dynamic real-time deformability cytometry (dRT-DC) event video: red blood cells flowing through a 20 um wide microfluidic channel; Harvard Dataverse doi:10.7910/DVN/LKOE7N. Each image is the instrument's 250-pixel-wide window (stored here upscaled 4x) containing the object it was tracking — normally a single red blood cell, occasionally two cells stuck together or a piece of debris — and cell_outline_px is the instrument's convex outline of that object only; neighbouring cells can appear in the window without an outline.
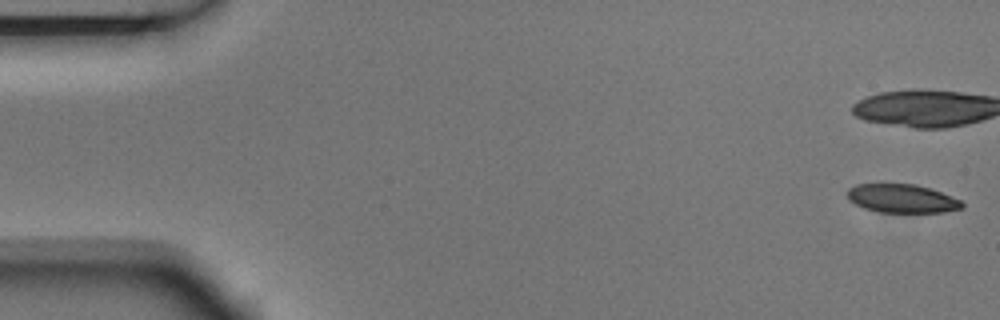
{"species": "Egyptian fruit bat (a non-hibernating species)", "species_latin": "Rousettus aegyptiacus", "temperature_condition": "room temperature", "stored_images_in_passage": 7, "camera_frame_rate_fps": 3000, "um_per_image_px": 0.085, "animal": {"sex": "male"}, "frame": {"image": 1, "passage_image": 1, "time_ms": 0.0, "image_size_px": [1000, 320], "cell_outline_px": [[964, 208], [944, 212], [880, 212], [864, 208], [848, 200], [848, 188], [856, 184], [916, 184], [940, 192], [960, 200], [964, 204]], "centroid_in_image_um": [76.66, 16.87], "position_along_channel_um": 8.3, "area_um2": 18.96}}
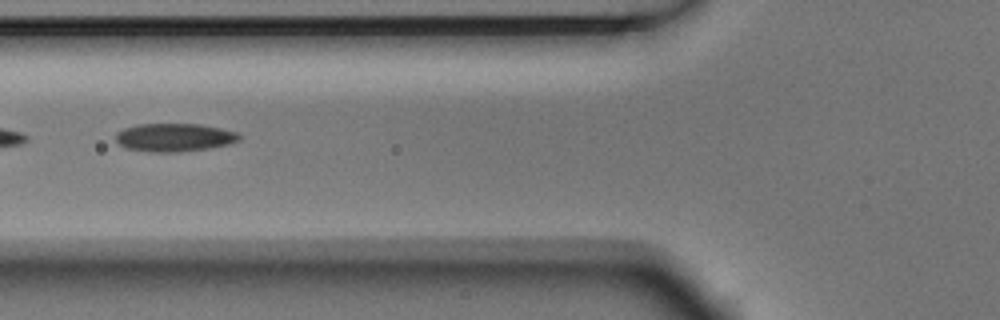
{"frame": {"image": 2, "passage_image": 7, "time_ms": 2.0, "image_size_px": [1000, 320], "cell_outline_px": [[240, 140], [228, 144], [208, 148], [180, 152], [152, 152], [124, 148], [116, 140], [116, 132], [124, 128], [136, 124], [200, 124], [220, 128], [236, 132], [240, 136]], "centroid_in_image_um": [14.79, 11.68], "position_along_channel_um": 111.0, "area_um2": 20.29}}